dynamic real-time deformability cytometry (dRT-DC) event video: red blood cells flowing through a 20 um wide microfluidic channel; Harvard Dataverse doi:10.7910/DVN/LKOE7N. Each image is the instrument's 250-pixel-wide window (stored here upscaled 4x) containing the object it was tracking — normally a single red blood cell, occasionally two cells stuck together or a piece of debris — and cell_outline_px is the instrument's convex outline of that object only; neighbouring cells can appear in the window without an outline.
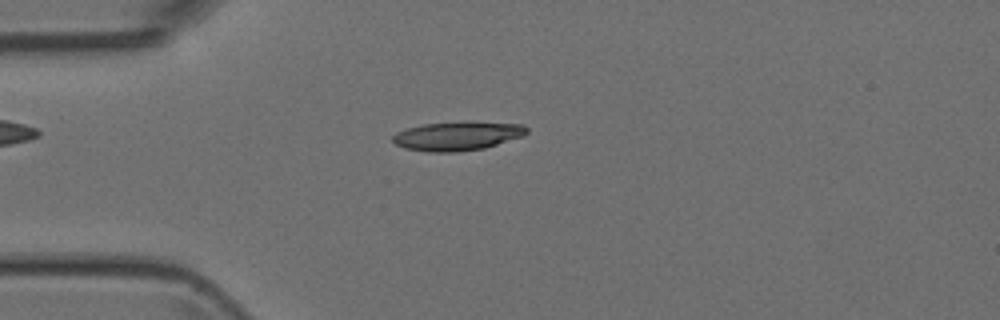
{"species": "Egyptian fruit bat (a non-hibernating species)", "species_latin": "Rousettus aegyptiacus", "temperature_condition": "room temperature", "stored_images_in_passage": 50, "camera_frame_rate_fps": 3000, "um_per_image_px": 0.085, "animal": {"sex": "female"}, "frame": {"image": 1, "passage_image": 13, "time_ms": 4.0, "image_size_px": [1000, 320], "cell_outline_px": [[528, 132], [524, 136], [484, 148], [456, 152], [428, 152], [404, 148], [396, 144], [392, 140], [392, 136], [396, 132], [408, 128], [424, 124], [468, 120], [524, 124], [528, 128]], "centroid_in_image_um": [38.92, 11.53], "position_along_channel_um": 46.1, "area_um2": 23.06}}
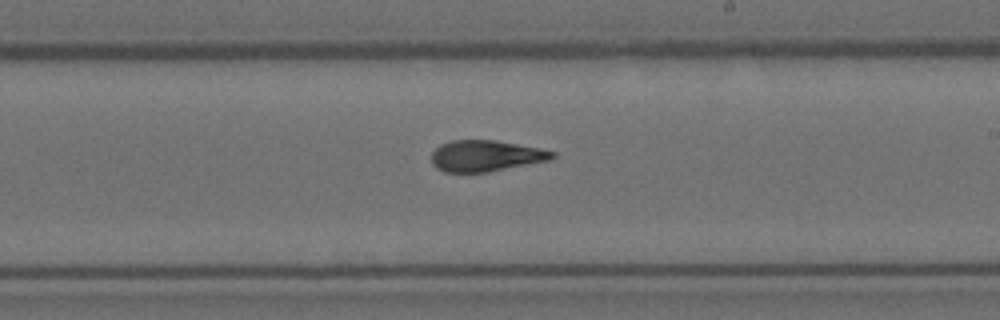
{"frame": {"image": 2, "passage_image": 29, "time_ms": 9.333, "image_size_px": [1000, 320], "cell_outline_px": [[556, 156], [552, 160], [488, 172], [444, 172], [436, 168], [432, 164], [432, 152], [440, 144], [452, 140], [496, 140], [556, 152]], "centroid_in_image_um": [41.28, 13.25], "position_along_channel_um": 247.7, "area_um2": 21.96}}
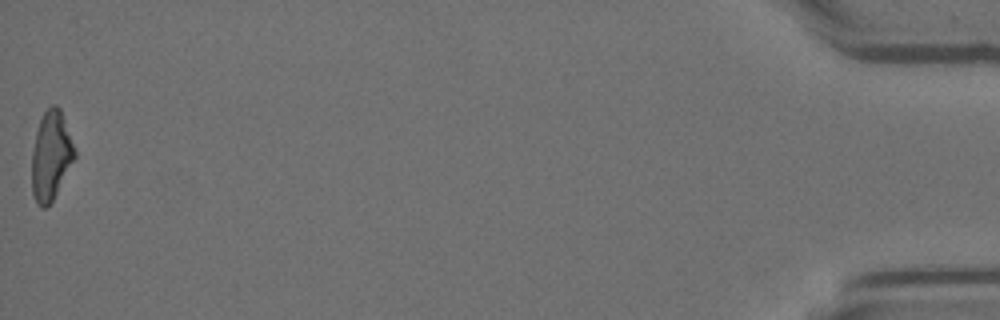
{"frame": {"image": 3, "passage_image": 50, "time_ms": 16.333, "image_size_px": [1000, 320], "cell_outline_px": [[76, 156], [52, 200], [44, 208], [40, 208], [36, 204], [32, 192], [32, 152], [36, 132], [40, 120], [44, 112], [52, 104], [56, 104], [60, 108], [76, 152]], "centroid_in_image_um": [4.32, 13.23], "position_along_channel_um": 430.9, "area_um2": 21.91}}